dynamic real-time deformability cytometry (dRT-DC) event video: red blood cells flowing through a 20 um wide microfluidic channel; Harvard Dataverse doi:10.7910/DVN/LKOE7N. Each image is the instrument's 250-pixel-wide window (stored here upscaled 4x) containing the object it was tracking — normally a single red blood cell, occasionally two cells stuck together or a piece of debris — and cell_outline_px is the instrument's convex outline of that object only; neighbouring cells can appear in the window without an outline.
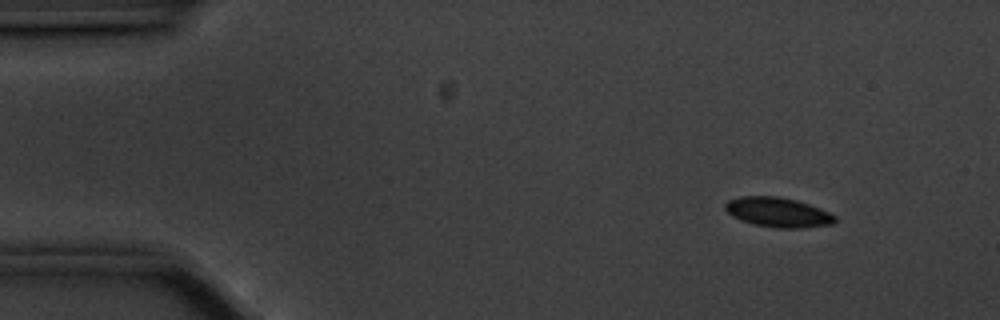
{"species": "common noctule bat (a hibernating species)", "species_latin": "Nyctalus noctula", "temperature_condition": "cold", "stored_images_in_passage": 52, "camera_frame_rate_fps": 3000, "um_per_image_px": 0.085, "animal": {"sex": "male", "body_mass_g": 20.1, "forearm_length_mm": 53.5}, "frame": {"image": 1, "passage_image": 1, "time_ms": 0.0, "image_size_px": [1000, 320], "cell_outline_px": [[836, 220], [832, 224], [800, 228], [776, 228], [756, 224], [740, 220], [732, 216], [724, 208], [724, 204], [728, 200], [740, 196], [776, 196], [796, 200], [820, 208], [836, 216]], "centroid_in_image_um": [66.11, 18.04], "position_along_channel_um": 18.9, "area_um2": 18.9}}
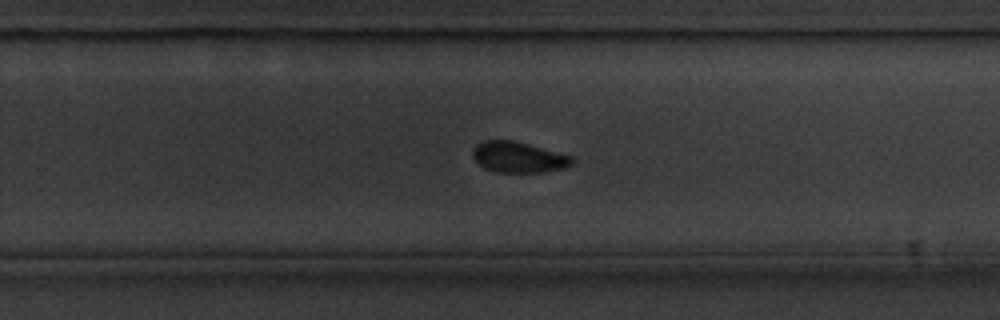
{"frame": {"image": 2, "passage_image": 31, "time_ms": 10.0, "image_size_px": [1000, 320], "cell_outline_px": [[576, 160], [568, 168], [544, 172], [496, 172], [484, 168], [472, 156], [472, 148], [476, 144], [484, 140], [512, 140], [528, 144], [572, 156]], "centroid_in_image_um": [44.08, 13.36], "position_along_channel_um": 285.7, "area_um2": 17.98}}
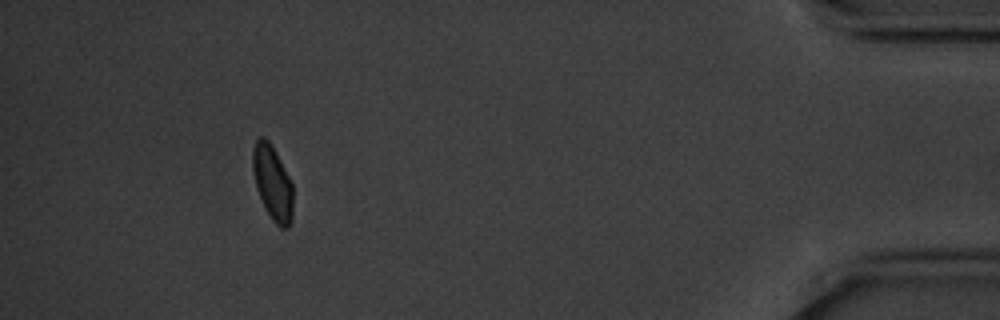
{"frame": {"image": 3, "passage_image": 47, "time_ms": 15.333, "image_size_px": [1000, 320], "cell_outline_px": [[292, 220], [288, 228], [280, 228], [272, 220], [264, 208], [256, 188], [252, 168], [252, 148], [256, 136], [264, 136], [268, 140], [276, 152], [292, 184]], "centroid_in_image_um": [23.13, 15.52], "position_along_channel_um": 412.1, "area_um2": 17.74}, "authors_computed_cell_mechanics": {"area_um2": 18.5538, "velocity_mm_per_s": 3.5113, "shape_relaxation_time_tau1_ms": 2.5582, "shape_relaxation_time_tau2_ms": null, "deformation_change_tau1": 0.0684, "deformation_change_tau2": null}}